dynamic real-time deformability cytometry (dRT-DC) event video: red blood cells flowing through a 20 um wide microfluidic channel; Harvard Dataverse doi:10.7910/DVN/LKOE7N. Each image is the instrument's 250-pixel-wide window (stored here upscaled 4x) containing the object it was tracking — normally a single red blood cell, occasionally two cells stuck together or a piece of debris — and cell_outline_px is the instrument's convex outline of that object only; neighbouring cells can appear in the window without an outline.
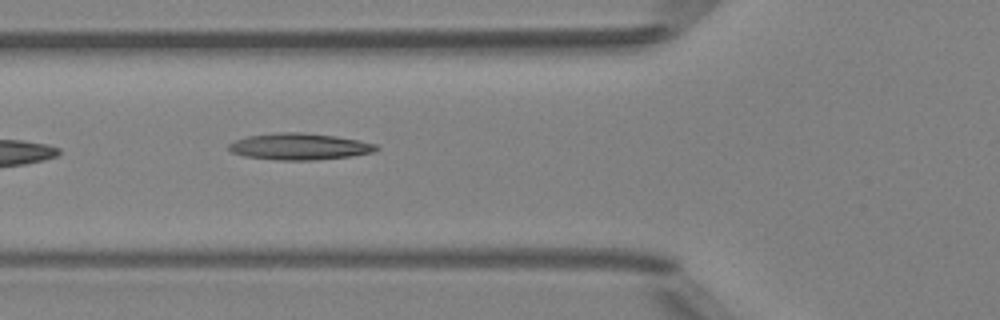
{"species": "Egyptian fruit bat (a non-hibernating species)", "species_latin": "Rousettus aegyptiacus", "temperature_condition": "room temperature", "stored_images_in_passage": 4, "camera_frame_rate_fps": 3000, "um_per_image_px": 0.085, "animal": {"sex": "female"}, "frame": {"image": 1, "passage_image": 4, "time_ms": 3.667, "image_size_px": [1000, 320], "cell_outline_px": [[380, 148], [372, 152], [352, 156], [316, 160], [276, 160], [244, 156], [232, 152], [228, 148], [228, 144], [236, 140], [248, 136], [276, 132], [304, 132], [336, 136], [360, 140], [376, 144]], "centroid_in_image_um": [25.47, 12.45], "position_along_channel_um": 100.3, "area_um2": 22.95}}